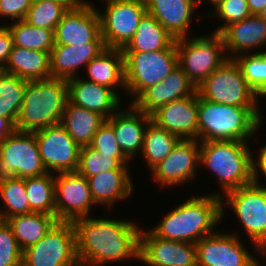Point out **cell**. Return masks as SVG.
Instances as JSON below:
<instances>
[{"mask_svg":"<svg viewBox=\"0 0 266 266\" xmlns=\"http://www.w3.org/2000/svg\"><path fill=\"white\" fill-rule=\"evenodd\" d=\"M22 253L11 227L0 220V266H22Z\"/></svg>","mask_w":266,"mask_h":266,"instance_id":"obj_41","label":"cell"},{"mask_svg":"<svg viewBox=\"0 0 266 266\" xmlns=\"http://www.w3.org/2000/svg\"><path fill=\"white\" fill-rule=\"evenodd\" d=\"M128 165H122L116 158L101 156L98 150L90 145L81 147L77 172L85 178L108 170H128Z\"/></svg>","mask_w":266,"mask_h":266,"instance_id":"obj_38","label":"cell"},{"mask_svg":"<svg viewBox=\"0 0 266 266\" xmlns=\"http://www.w3.org/2000/svg\"><path fill=\"white\" fill-rule=\"evenodd\" d=\"M202 0H197V4L199 5ZM215 7L221 0H208Z\"/></svg>","mask_w":266,"mask_h":266,"instance_id":"obj_50","label":"cell"},{"mask_svg":"<svg viewBox=\"0 0 266 266\" xmlns=\"http://www.w3.org/2000/svg\"><path fill=\"white\" fill-rule=\"evenodd\" d=\"M198 140H180L172 152L151 171L161 187L184 184L194 179L199 165Z\"/></svg>","mask_w":266,"mask_h":266,"instance_id":"obj_18","label":"cell"},{"mask_svg":"<svg viewBox=\"0 0 266 266\" xmlns=\"http://www.w3.org/2000/svg\"><path fill=\"white\" fill-rule=\"evenodd\" d=\"M152 122L180 140H198V93L171 101L152 115Z\"/></svg>","mask_w":266,"mask_h":266,"instance_id":"obj_19","label":"cell"},{"mask_svg":"<svg viewBox=\"0 0 266 266\" xmlns=\"http://www.w3.org/2000/svg\"><path fill=\"white\" fill-rule=\"evenodd\" d=\"M255 248H256V251H260V253L263 254V256L265 255L266 256V241H263L257 245H255ZM256 266H260L258 260L256 259Z\"/></svg>","mask_w":266,"mask_h":266,"instance_id":"obj_49","label":"cell"},{"mask_svg":"<svg viewBox=\"0 0 266 266\" xmlns=\"http://www.w3.org/2000/svg\"><path fill=\"white\" fill-rule=\"evenodd\" d=\"M199 97L225 105L257 107L258 95L249 87L234 58H228L197 87Z\"/></svg>","mask_w":266,"mask_h":266,"instance_id":"obj_7","label":"cell"},{"mask_svg":"<svg viewBox=\"0 0 266 266\" xmlns=\"http://www.w3.org/2000/svg\"><path fill=\"white\" fill-rule=\"evenodd\" d=\"M175 41L172 35L147 13L122 52H150L168 49Z\"/></svg>","mask_w":266,"mask_h":266,"instance_id":"obj_31","label":"cell"},{"mask_svg":"<svg viewBox=\"0 0 266 266\" xmlns=\"http://www.w3.org/2000/svg\"><path fill=\"white\" fill-rule=\"evenodd\" d=\"M197 266H256V257L233 233L206 235L196 244Z\"/></svg>","mask_w":266,"mask_h":266,"instance_id":"obj_15","label":"cell"},{"mask_svg":"<svg viewBox=\"0 0 266 266\" xmlns=\"http://www.w3.org/2000/svg\"><path fill=\"white\" fill-rule=\"evenodd\" d=\"M15 130V125L7 118L0 116V144Z\"/></svg>","mask_w":266,"mask_h":266,"instance_id":"obj_45","label":"cell"},{"mask_svg":"<svg viewBox=\"0 0 266 266\" xmlns=\"http://www.w3.org/2000/svg\"><path fill=\"white\" fill-rule=\"evenodd\" d=\"M72 223L81 266H103L124 259H139L141 229L135 223L91 217L80 218Z\"/></svg>","mask_w":266,"mask_h":266,"instance_id":"obj_1","label":"cell"},{"mask_svg":"<svg viewBox=\"0 0 266 266\" xmlns=\"http://www.w3.org/2000/svg\"><path fill=\"white\" fill-rule=\"evenodd\" d=\"M68 100L66 79L50 77L27 82L15 130L35 132L60 124Z\"/></svg>","mask_w":266,"mask_h":266,"instance_id":"obj_4","label":"cell"},{"mask_svg":"<svg viewBox=\"0 0 266 266\" xmlns=\"http://www.w3.org/2000/svg\"><path fill=\"white\" fill-rule=\"evenodd\" d=\"M69 101L79 107L94 111L105 119L119 109L120 97L110 88L80 77L67 79Z\"/></svg>","mask_w":266,"mask_h":266,"instance_id":"obj_21","label":"cell"},{"mask_svg":"<svg viewBox=\"0 0 266 266\" xmlns=\"http://www.w3.org/2000/svg\"><path fill=\"white\" fill-rule=\"evenodd\" d=\"M215 11L225 23L214 33H221L231 23L242 21L252 15L247 0H221L215 6Z\"/></svg>","mask_w":266,"mask_h":266,"instance_id":"obj_42","label":"cell"},{"mask_svg":"<svg viewBox=\"0 0 266 266\" xmlns=\"http://www.w3.org/2000/svg\"><path fill=\"white\" fill-rule=\"evenodd\" d=\"M2 71L16 75L28 82L50 78V52L13 45Z\"/></svg>","mask_w":266,"mask_h":266,"instance_id":"obj_27","label":"cell"},{"mask_svg":"<svg viewBox=\"0 0 266 266\" xmlns=\"http://www.w3.org/2000/svg\"><path fill=\"white\" fill-rule=\"evenodd\" d=\"M48 173L34 132L14 130L0 144V177H38Z\"/></svg>","mask_w":266,"mask_h":266,"instance_id":"obj_10","label":"cell"},{"mask_svg":"<svg viewBox=\"0 0 266 266\" xmlns=\"http://www.w3.org/2000/svg\"><path fill=\"white\" fill-rule=\"evenodd\" d=\"M43 165L48 173L76 171L81 147L61 125L35 131Z\"/></svg>","mask_w":266,"mask_h":266,"instance_id":"obj_13","label":"cell"},{"mask_svg":"<svg viewBox=\"0 0 266 266\" xmlns=\"http://www.w3.org/2000/svg\"><path fill=\"white\" fill-rule=\"evenodd\" d=\"M249 10L252 14L258 15L266 6V0H247Z\"/></svg>","mask_w":266,"mask_h":266,"instance_id":"obj_47","label":"cell"},{"mask_svg":"<svg viewBox=\"0 0 266 266\" xmlns=\"http://www.w3.org/2000/svg\"><path fill=\"white\" fill-rule=\"evenodd\" d=\"M261 121L257 107L214 103L198 95L199 142L247 141L258 131Z\"/></svg>","mask_w":266,"mask_h":266,"instance_id":"obj_3","label":"cell"},{"mask_svg":"<svg viewBox=\"0 0 266 266\" xmlns=\"http://www.w3.org/2000/svg\"><path fill=\"white\" fill-rule=\"evenodd\" d=\"M259 157L256 161V172H261L266 177V145L260 148ZM259 167V168H258Z\"/></svg>","mask_w":266,"mask_h":266,"instance_id":"obj_46","label":"cell"},{"mask_svg":"<svg viewBox=\"0 0 266 266\" xmlns=\"http://www.w3.org/2000/svg\"><path fill=\"white\" fill-rule=\"evenodd\" d=\"M258 15L266 21V6L262 9V11Z\"/></svg>","mask_w":266,"mask_h":266,"instance_id":"obj_51","label":"cell"},{"mask_svg":"<svg viewBox=\"0 0 266 266\" xmlns=\"http://www.w3.org/2000/svg\"><path fill=\"white\" fill-rule=\"evenodd\" d=\"M24 182L30 209L56 216L55 176L45 173L38 177L24 178Z\"/></svg>","mask_w":266,"mask_h":266,"instance_id":"obj_33","label":"cell"},{"mask_svg":"<svg viewBox=\"0 0 266 266\" xmlns=\"http://www.w3.org/2000/svg\"><path fill=\"white\" fill-rule=\"evenodd\" d=\"M55 176V207L58 221L73 222L89 217L95 205L87 178L77 171L58 173Z\"/></svg>","mask_w":266,"mask_h":266,"instance_id":"obj_14","label":"cell"},{"mask_svg":"<svg viewBox=\"0 0 266 266\" xmlns=\"http://www.w3.org/2000/svg\"><path fill=\"white\" fill-rule=\"evenodd\" d=\"M249 87L258 95L266 93V51L251 55L242 53L234 58Z\"/></svg>","mask_w":266,"mask_h":266,"instance_id":"obj_37","label":"cell"},{"mask_svg":"<svg viewBox=\"0 0 266 266\" xmlns=\"http://www.w3.org/2000/svg\"><path fill=\"white\" fill-rule=\"evenodd\" d=\"M153 16L176 40L187 37L197 0H145Z\"/></svg>","mask_w":266,"mask_h":266,"instance_id":"obj_24","label":"cell"},{"mask_svg":"<svg viewBox=\"0 0 266 266\" xmlns=\"http://www.w3.org/2000/svg\"><path fill=\"white\" fill-rule=\"evenodd\" d=\"M13 47V37L7 25L0 26V70L4 69Z\"/></svg>","mask_w":266,"mask_h":266,"instance_id":"obj_44","label":"cell"},{"mask_svg":"<svg viewBox=\"0 0 266 266\" xmlns=\"http://www.w3.org/2000/svg\"><path fill=\"white\" fill-rule=\"evenodd\" d=\"M220 34L225 51L232 52L228 58H235L239 53L245 54L247 51L248 54V50L266 45V21L259 15L252 14L242 21L231 23Z\"/></svg>","mask_w":266,"mask_h":266,"instance_id":"obj_25","label":"cell"},{"mask_svg":"<svg viewBox=\"0 0 266 266\" xmlns=\"http://www.w3.org/2000/svg\"><path fill=\"white\" fill-rule=\"evenodd\" d=\"M33 1H57L65 5L68 9H74L81 6L84 0H33Z\"/></svg>","mask_w":266,"mask_h":266,"instance_id":"obj_48","label":"cell"},{"mask_svg":"<svg viewBox=\"0 0 266 266\" xmlns=\"http://www.w3.org/2000/svg\"><path fill=\"white\" fill-rule=\"evenodd\" d=\"M106 2L104 14L98 11L101 36L106 48L123 49L147 14L146 2L145 0H106Z\"/></svg>","mask_w":266,"mask_h":266,"instance_id":"obj_11","label":"cell"},{"mask_svg":"<svg viewBox=\"0 0 266 266\" xmlns=\"http://www.w3.org/2000/svg\"><path fill=\"white\" fill-rule=\"evenodd\" d=\"M178 65L197 87L227 59L223 37L220 33L188 39H176ZM223 54V55H222Z\"/></svg>","mask_w":266,"mask_h":266,"instance_id":"obj_8","label":"cell"},{"mask_svg":"<svg viewBox=\"0 0 266 266\" xmlns=\"http://www.w3.org/2000/svg\"><path fill=\"white\" fill-rule=\"evenodd\" d=\"M55 44L84 45L87 42H104L98 10L86 1L79 7L69 9L57 24Z\"/></svg>","mask_w":266,"mask_h":266,"instance_id":"obj_17","label":"cell"},{"mask_svg":"<svg viewBox=\"0 0 266 266\" xmlns=\"http://www.w3.org/2000/svg\"><path fill=\"white\" fill-rule=\"evenodd\" d=\"M138 260L149 266H197V249L195 243L162 239L141 228Z\"/></svg>","mask_w":266,"mask_h":266,"instance_id":"obj_16","label":"cell"},{"mask_svg":"<svg viewBox=\"0 0 266 266\" xmlns=\"http://www.w3.org/2000/svg\"><path fill=\"white\" fill-rule=\"evenodd\" d=\"M13 37V45L26 49L51 52L55 45L54 30L38 28L25 20L7 26Z\"/></svg>","mask_w":266,"mask_h":266,"instance_id":"obj_35","label":"cell"},{"mask_svg":"<svg viewBox=\"0 0 266 266\" xmlns=\"http://www.w3.org/2000/svg\"><path fill=\"white\" fill-rule=\"evenodd\" d=\"M27 82L0 70V116L9 119L14 125L22 106Z\"/></svg>","mask_w":266,"mask_h":266,"instance_id":"obj_36","label":"cell"},{"mask_svg":"<svg viewBox=\"0 0 266 266\" xmlns=\"http://www.w3.org/2000/svg\"><path fill=\"white\" fill-rule=\"evenodd\" d=\"M105 121L99 113L76 106L68 100L60 124L80 147H84L90 145Z\"/></svg>","mask_w":266,"mask_h":266,"instance_id":"obj_29","label":"cell"},{"mask_svg":"<svg viewBox=\"0 0 266 266\" xmlns=\"http://www.w3.org/2000/svg\"><path fill=\"white\" fill-rule=\"evenodd\" d=\"M105 48L104 42H87L74 46L55 44L50 52L51 77L67 80L78 76V69L83 65L87 66Z\"/></svg>","mask_w":266,"mask_h":266,"instance_id":"obj_23","label":"cell"},{"mask_svg":"<svg viewBox=\"0 0 266 266\" xmlns=\"http://www.w3.org/2000/svg\"><path fill=\"white\" fill-rule=\"evenodd\" d=\"M195 92L196 86L178 65L163 81L146 89L132 104L151 116L163 105Z\"/></svg>","mask_w":266,"mask_h":266,"instance_id":"obj_20","label":"cell"},{"mask_svg":"<svg viewBox=\"0 0 266 266\" xmlns=\"http://www.w3.org/2000/svg\"><path fill=\"white\" fill-rule=\"evenodd\" d=\"M217 194L196 196L170 211L158 226L151 231L167 240L197 243L203 237L213 234L214 227L224 216V197Z\"/></svg>","mask_w":266,"mask_h":266,"instance_id":"obj_2","label":"cell"},{"mask_svg":"<svg viewBox=\"0 0 266 266\" xmlns=\"http://www.w3.org/2000/svg\"><path fill=\"white\" fill-rule=\"evenodd\" d=\"M69 9L57 1H32L25 21L38 28L55 30Z\"/></svg>","mask_w":266,"mask_h":266,"instance_id":"obj_39","label":"cell"},{"mask_svg":"<svg viewBox=\"0 0 266 266\" xmlns=\"http://www.w3.org/2000/svg\"><path fill=\"white\" fill-rule=\"evenodd\" d=\"M88 81L104 85L112 89H125L124 55L122 49L105 48L87 66Z\"/></svg>","mask_w":266,"mask_h":266,"instance_id":"obj_28","label":"cell"},{"mask_svg":"<svg viewBox=\"0 0 266 266\" xmlns=\"http://www.w3.org/2000/svg\"><path fill=\"white\" fill-rule=\"evenodd\" d=\"M247 142H200L199 165L203 164L216 173L224 195L256 180V161Z\"/></svg>","mask_w":266,"mask_h":266,"instance_id":"obj_5","label":"cell"},{"mask_svg":"<svg viewBox=\"0 0 266 266\" xmlns=\"http://www.w3.org/2000/svg\"><path fill=\"white\" fill-rule=\"evenodd\" d=\"M180 139L165 129L150 122L145 130L142 155L149 166L153 169L163 161L177 145Z\"/></svg>","mask_w":266,"mask_h":266,"instance_id":"obj_32","label":"cell"},{"mask_svg":"<svg viewBox=\"0 0 266 266\" xmlns=\"http://www.w3.org/2000/svg\"><path fill=\"white\" fill-rule=\"evenodd\" d=\"M22 250L38 243L58 222L56 216L41 212L16 215L6 220Z\"/></svg>","mask_w":266,"mask_h":266,"instance_id":"obj_30","label":"cell"},{"mask_svg":"<svg viewBox=\"0 0 266 266\" xmlns=\"http://www.w3.org/2000/svg\"><path fill=\"white\" fill-rule=\"evenodd\" d=\"M259 174L256 172L253 183L224 195L225 204L234 210L254 247L266 241V186H261Z\"/></svg>","mask_w":266,"mask_h":266,"instance_id":"obj_12","label":"cell"},{"mask_svg":"<svg viewBox=\"0 0 266 266\" xmlns=\"http://www.w3.org/2000/svg\"><path fill=\"white\" fill-rule=\"evenodd\" d=\"M129 173V170H108L87 178L94 203L110 207L127 199L133 191Z\"/></svg>","mask_w":266,"mask_h":266,"instance_id":"obj_26","label":"cell"},{"mask_svg":"<svg viewBox=\"0 0 266 266\" xmlns=\"http://www.w3.org/2000/svg\"><path fill=\"white\" fill-rule=\"evenodd\" d=\"M130 105L128 110H118L106 119L113 127L117 142L129 160L137 151H142L145 130L152 121L150 115L138 110L132 103Z\"/></svg>","mask_w":266,"mask_h":266,"instance_id":"obj_22","label":"cell"},{"mask_svg":"<svg viewBox=\"0 0 266 266\" xmlns=\"http://www.w3.org/2000/svg\"><path fill=\"white\" fill-rule=\"evenodd\" d=\"M33 0H0V16L25 20Z\"/></svg>","mask_w":266,"mask_h":266,"instance_id":"obj_43","label":"cell"},{"mask_svg":"<svg viewBox=\"0 0 266 266\" xmlns=\"http://www.w3.org/2000/svg\"><path fill=\"white\" fill-rule=\"evenodd\" d=\"M90 146L98 150L101 156L116 158L122 165H127L129 159L121 150L113 127L105 121L93 136Z\"/></svg>","mask_w":266,"mask_h":266,"instance_id":"obj_40","label":"cell"},{"mask_svg":"<svg viewBox=\"0 0 266 266\" xmlns=\"http://www.w3.org/2000/svg\"><path fill=\"white\" fill-rule=\"evenodd\" d=\"M123 55L125 91L134 97L132 103L146 89L163 81L178 66L176 41L168 49L123 52Z\"/></svg>","mask_w":266,"mask_h":266,"instance_id":"obj_6","label":"cell"},{"mask_svg":"<svg viewBox=\"0 0 266 266\" xmlns=\"http://www.w3.org/2000/svg\"><path fill=\"white\" fill-rule=\"evenodd\" d=\"M0 197L6 206L5 210L0 208L1 221H6L16 215L33 212L29 207L23 178L14 176L0 177Z\"/></svg>","mask_w":266,"mask_h":266,"instance_id":"obj_34","label":"cell"},{"mask_svg":"<svg viewBox=\"0 0 266 266\" xmlns=\"http://www.w3.org/2000/svg\"><path fill=\"white\" fill-rule=\"evenodd\" d=\"M22 266H81L73 223L58 221L38 243L24 249Z\"/></svg>","mask_w":266,"mask_h":266,"instance_id":"obj_9","label":"cell"}]
</instances>
